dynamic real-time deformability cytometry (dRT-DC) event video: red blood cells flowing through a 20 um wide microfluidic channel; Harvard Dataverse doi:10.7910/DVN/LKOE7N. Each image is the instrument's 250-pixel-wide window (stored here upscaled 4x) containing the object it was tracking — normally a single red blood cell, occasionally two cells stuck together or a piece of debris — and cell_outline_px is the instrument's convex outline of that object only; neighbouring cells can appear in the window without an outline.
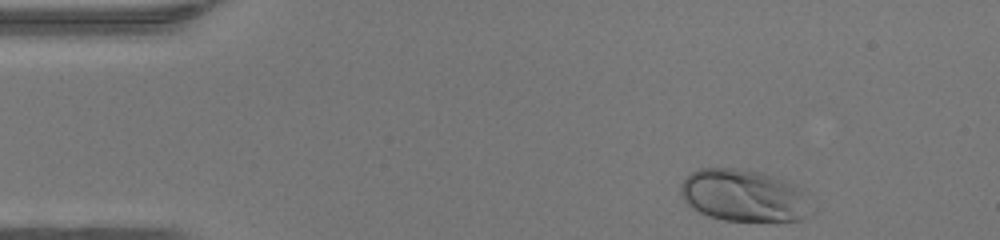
{"species": "human", "species_latin": "Homo sapiens", "temperature_condition": "warm", "stored_images_in_passage": 34, "camera_frame_rate_fps": 3000, "um_per_image_px": 0.085, "donor": {"sex": "female"}, "frame": {"image": 1, "passage_image": 1, "time_ms": 0.0, "image_size_px": [1000, 240], "cell_outline_px": [[816, 212], [800, 220], [724, 220], [708, 216], [692, 208], [680, 196], [680, 184], [696, 168], [732, 168], [760, 172], [796, 184], [800, 188], [816, 208]], "centroid_in_image_um": [63.27, 16.63], "position_along_channel_um": 21.7, "area_um2": 40.0}}
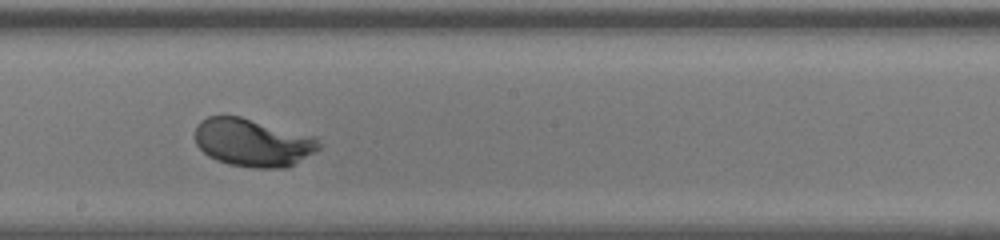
{"frame": {"image": 2, "passage_image": 21, "time_ms": 6.667, "image_size_px": [1000, 240], "cell_outline_px": [[324, 144], [320, 148], [292, 164], [284, 168], [252, 168], [228, 164], [216, 160], [208, 156], [196, 144], [196, 124], [200, 120], [208, 116], [240, 116], [316, 136]], "centroid_in_image_um": [21.49, 12.11], "position_along_channel_um": 226.7, "area_um2": 34.74}}
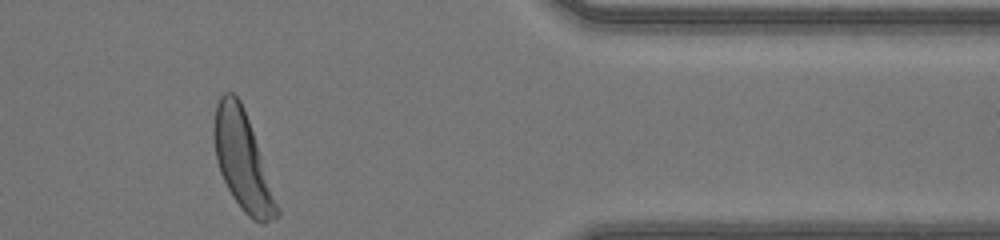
{"frame": {"image": 3, "passage_image": 34, "time_ms": 11.0, "image_size_px": [1000, 240], "cell_outline_px": [[280, 216], [276, 220], [264, 224], [260, 224], [252, 220], [244, 212], [232, 196], [220, 172], [216, 160], [212, 136], [212, 128], [216, 104], [220, 96], [224, 92], [232, 92], [240, 100], [244, 108], [280, 212]], "centroid_in_image_um": [20.58, 13.68], "position_along_channel_um": 390.8, "area_um2": 35.6}, "authors_computed_cell_mechanics": {"area_um2": 34.8823, "velocity_mm_per_s": 4.3682, "shape_relaxation_time_tau1_ms": 1.9217, "shape_relaxation_time_tau2_ms": null, "deformation_change_tau1": 0.1523, "deformation_change_tau2": null}}